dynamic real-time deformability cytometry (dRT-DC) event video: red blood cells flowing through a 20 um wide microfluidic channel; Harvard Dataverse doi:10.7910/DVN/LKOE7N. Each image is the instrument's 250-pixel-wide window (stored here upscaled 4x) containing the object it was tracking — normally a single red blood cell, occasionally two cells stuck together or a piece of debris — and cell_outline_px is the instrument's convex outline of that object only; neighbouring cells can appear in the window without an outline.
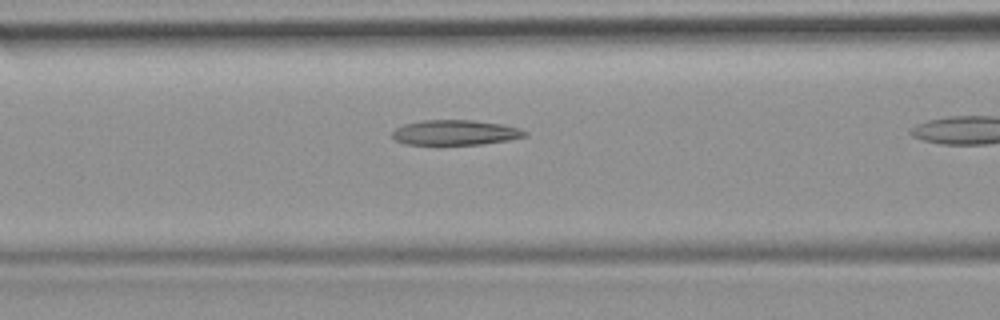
{"species": "common noctule bat (a hibernating species)", "species_latin": "Nyctalus noctula", "temperature_condition": "room temperature", "stored_images_in_passage": 27, "camera_frame_rate_fps": 3000, "um_per_image_px": 0.085, "animal": {"sex": "female", "body_mass_g": 19.9}, "frame": {"image": 1, "passage_image": 8, "time_ms": 2.333, "image_size_px": [1000, 320], "cell_outline_px": [[528, 132], [524, 136], [508, 140], [480, 144], [404, 144], [396, 140], [392, 136], [392, 132], [396, 128], [404, 124], [424, 120], [472, 120], [500, 124], [520, 128]], "centroid_in_image_um": [38.68, 11.26], "position_along_channel_um": 127.9, "area_um2": 19.13}}
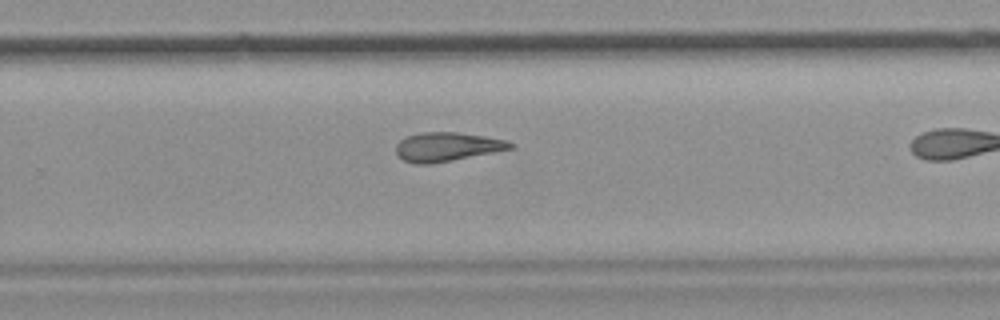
{"frame": {"image": 2, "passage_image": 20, "time_ms": 6.333, "image_size_px": [1000, 320], "cell_outline_px": [[516, 144], [512, 148], [452, 160], [428, 164], [416, 164], [404, 160], [396, 152], [396, 144], [404, 136], [420, 132], [456, 132], [484, 136], [508, 140]], "centroid_in_image_um": [37.98, 12.46], "position_along_channel_um": 291.8, "area_um2": 19.19}}